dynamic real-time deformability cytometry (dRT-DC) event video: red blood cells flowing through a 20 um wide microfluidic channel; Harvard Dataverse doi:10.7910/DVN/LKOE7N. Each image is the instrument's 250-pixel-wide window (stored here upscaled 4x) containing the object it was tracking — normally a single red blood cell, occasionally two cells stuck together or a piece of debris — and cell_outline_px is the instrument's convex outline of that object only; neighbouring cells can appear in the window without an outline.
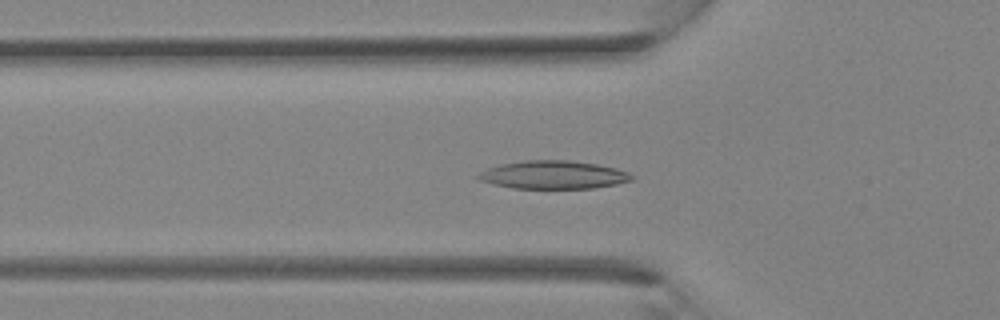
{"species": "Egyptian fruit bat (a non-hibernating species)", "species_latin": "Rousettus aegyptiacus", "temperature_condition": "room temperature", "stored_images_in_passage": 35, "camera_frame_rate_fps": 3000, "um_per_image_px": 0.085, "animal": {"sex": "female"}, "frame": {"image": 1, "passage_image": 12, "time_ms": 3.667, "image_size_px": [1000, 320], "cell_outline_px": [[636, 176], [632, 180], [616, 184], [592, 188], [512, 188], [492, 184], [480, 180], [476, 176], [480, 172], [488, 168], [500, 164], [524, 160], [568, 160], [596, 164], [616, 168], [628, 172]], "centroid_in_image_um": [47.04, 14.86], "position_along_channel_um": 78.8, "area_um2": 25.14}}
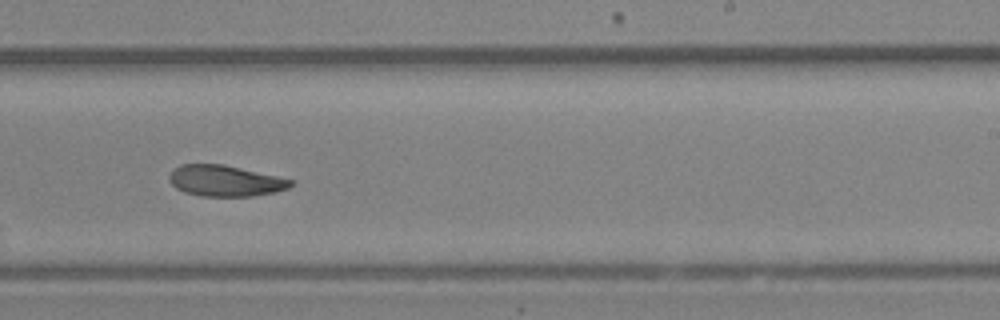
{"frame": {"image": 2, "passage_image": 22, "time_ms": 7.0, "image_size_px": [1000, 320], "cell_outline_px": [[296, 180], [288, 188], [276, 192], [252, 196], [200, 196], [184, 192], [176, 188], [168, 180], [168, 176], [172, 168], [180, 164], [224, 164]], "centroid_in_image_um": [19.12, 15.36], "position_along_channel_um": 269.9, "area_um2": 22.25}}
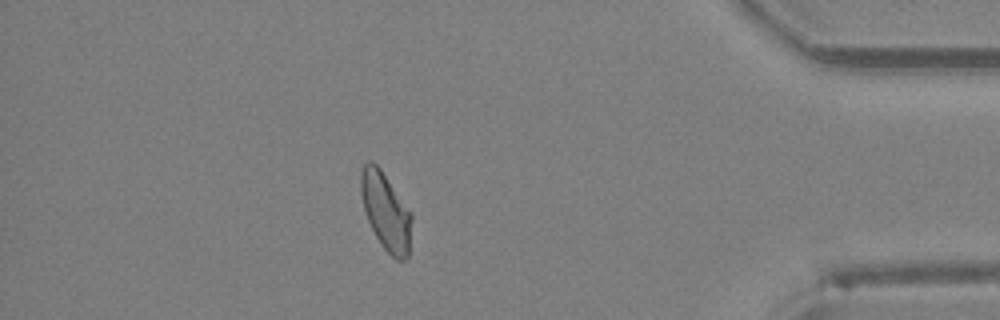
{"frame": {"image": 3, "passage_image": 31, "time_ms": 10.0, "image_size_px": [1000, 320], "cell_outline_px": [[412, 220], [408, 256], [404, 260], [396, 260], [380, 244], [368, 220], [364, 208], [360, 192], [360, 172], [364, 164], [368, 160], [372, 160], [380, 168], [412, 212]], "centroid_in_image_um": [32.79, 17.94], "position_along_channel_um": 402.4, "area_um2": 23.0}}